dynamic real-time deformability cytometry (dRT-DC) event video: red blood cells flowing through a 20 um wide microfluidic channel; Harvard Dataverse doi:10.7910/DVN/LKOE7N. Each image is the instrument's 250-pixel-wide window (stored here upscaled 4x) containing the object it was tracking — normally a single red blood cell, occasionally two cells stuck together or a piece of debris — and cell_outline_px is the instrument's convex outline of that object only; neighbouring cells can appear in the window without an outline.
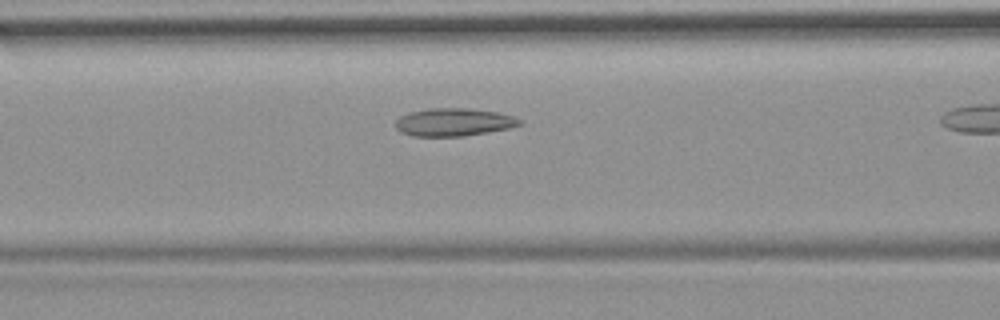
{"species": "common noctule bat (a hibernating species)", "species_latin": "Nyctalus noctula", "temperature_condition": "room temperature", "stored_images_in_passage": 4, "camera_frame_rate_fps": 3000, "um_per_image_px": 0.085, "animal": {"sex": "female", "body_mass_g": 19.9}, "frame": {"image": 1, "passage_image": 3, "time_ms": 0.667, "image_size_px": [1000, 320], "cell_outline_px": [[524, 124], [508, 128], [464, 136], [412, 136], [400, 132], [396, 128], [396, 120], [400, 116], [408, 112], [428, 108], [468, 108], [496, 112], [512, 116], [520, 120]], "centroid_in_image_um": [38.52, 10.38], "position_along_channel_um": 128.1, "area_um2": 20.11}}